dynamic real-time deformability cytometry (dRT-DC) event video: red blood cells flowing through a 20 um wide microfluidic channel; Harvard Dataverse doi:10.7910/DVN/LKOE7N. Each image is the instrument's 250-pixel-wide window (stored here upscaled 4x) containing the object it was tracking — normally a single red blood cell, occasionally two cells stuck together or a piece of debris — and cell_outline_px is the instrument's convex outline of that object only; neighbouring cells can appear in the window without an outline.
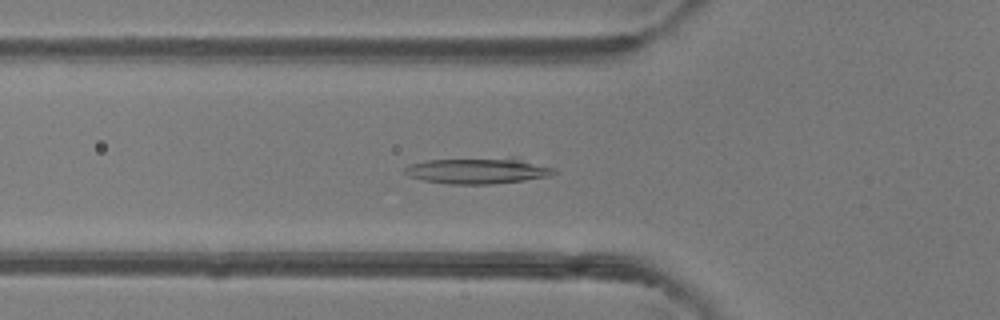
{"species": "common noctule bat (a hibernating species)", "species_latin": "Nyctalus noctula", "temperature_condition": "room temperature", "stored_images_in_passage": 49, "camera_frame_rate_fps": 3000, "um_per_image_px": 0.085, "animal": {"sex": "female"}, "frame": {"image": 1, "passage_image": 17, "time_ms": 5.333, "image_size_px": [1000, 320], "cell_outline_px": [[556, 172], [552, 176], [524, 180], [492, 184], [448, 184], [424, 180], [408, 176], [404, 172], [404, 168], [408, 164], [428, 160], [512, 156], [556, 168]], "centroid_in_image_um": [40.66, 14.49], "position_along_channel_um": 85.1, "area_um2": 23.18}}
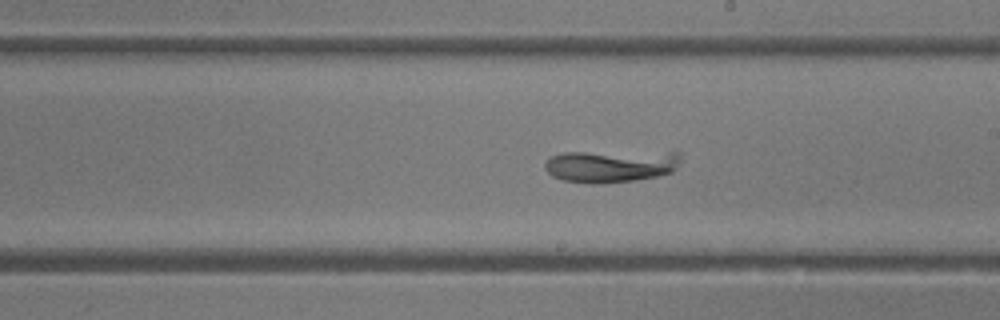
{"frame": {"image": 2, "passage_image": 28, "time_ms": 9.0, "image_size_px": [1000, 320], "cell_outline_px": [[680, 164], [672, 172], [656, 176], [636, 180], [596, 184], [588, 184], [560, 180], [552, 176], [544, 168], [544, 164], [552, 156], [564, 152], [680, 152]], "centroid_in_image_um": [51.9, 14.12], "position_along_channel_um": 237.1, "area_um2": 25.84}}
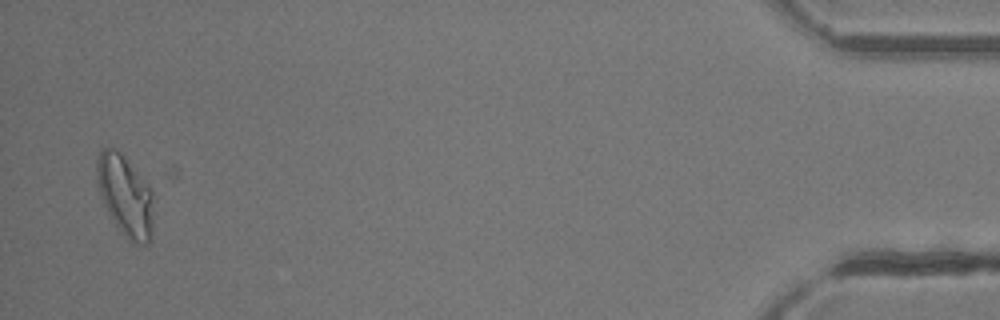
{"frame": {"image": 3, "passage_image": 48, "time_ms": 15.667, "image_size_px": [1000, 320], "cell_outline_px": [[152, 232], [148, 244], [132, 244], [116, 224], [108, 212], [104, 204], [96, 180], [96, 160], [100, 152], [104, 148], [116, 148], [120, 152], [152, 192]], "centroid_in_image_um": [10.62, 16.65], "position_along_channel_um": 424.6, "area_um2": 26.07}}